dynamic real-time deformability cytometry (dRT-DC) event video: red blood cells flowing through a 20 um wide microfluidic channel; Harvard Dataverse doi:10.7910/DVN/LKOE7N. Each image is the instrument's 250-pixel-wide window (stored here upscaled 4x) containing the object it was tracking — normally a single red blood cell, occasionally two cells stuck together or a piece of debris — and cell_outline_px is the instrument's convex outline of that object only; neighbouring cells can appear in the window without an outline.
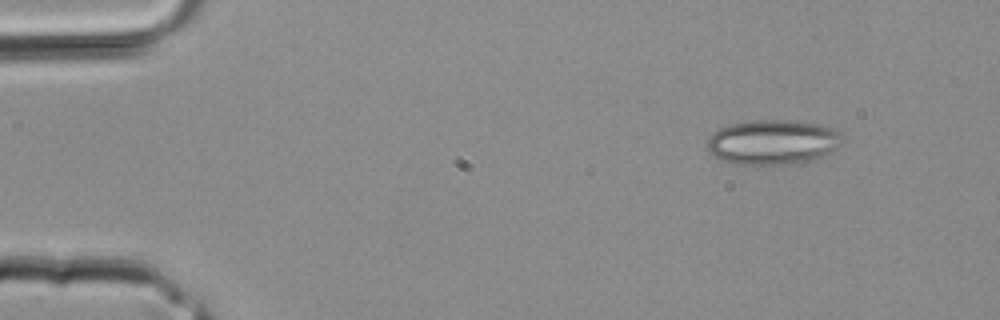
{"species": "common noctule bat (a hibernating species)", "species_latin": "Nyctalus noctula", "temperature_condition": "room temperature", "stored_images_in_passage": 2, "camera_frame_rate_fps": 3000, "um_per_image_px": 0.085, "animal": {"sex": "male", "body_mass_g": 20.4}, "frame": {"image": 1, "passage_image": 1, "time_ms": 0.0, "image_size_px": [1000, 320], "cell_outline_px": [[844, 144], [820, 156], [788, 164], [736, 164], [724, 160], [716, 156], [708, 148], [708, 136], [712, 132], [728, 124], [756, 120], [800, 120], [820, 124], [832, 128], [840, 132], [844, 140]], "centroid_in_image_um": [65.7, 12.04], "position_along_channel_um": 19.3, "area_um2": 35.08}}